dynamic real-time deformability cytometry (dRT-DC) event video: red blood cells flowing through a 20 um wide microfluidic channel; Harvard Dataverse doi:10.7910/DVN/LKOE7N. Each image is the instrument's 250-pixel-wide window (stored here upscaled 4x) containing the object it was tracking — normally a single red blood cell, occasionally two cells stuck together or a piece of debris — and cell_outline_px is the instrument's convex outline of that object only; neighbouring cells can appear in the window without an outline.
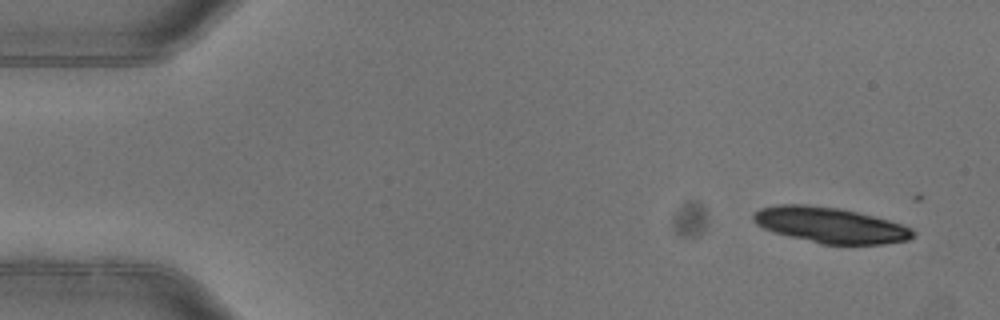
{"species": "common noctule bat (a hibernating species)", "species_latin": "Nyctalus noctula", "temperature_condition": "warm", "stored_images_in_passage": 4, "camera_frame_rate_fps": 3000, "um_per_image_px": 0.085, "animal": {"sex": "female"}, "frame": {"image": 1, "passage_image": 1, "time_ms": 0.0, "image_size_px": [1000, 320], "cell_outline_px": [[916, 232], [908, 240], [884, 244], [820, 244], [776, 232], [764, 228], [756, 224], [752, 220], [752, 216], [760, 208], [776, 204], [808, 204], [840, 208], [888, 220], [912, 228]], "centroid_in_image_um": [70.56, 19.12], "position_along_channel_um": 14.4, "area_um2": 32.95}}